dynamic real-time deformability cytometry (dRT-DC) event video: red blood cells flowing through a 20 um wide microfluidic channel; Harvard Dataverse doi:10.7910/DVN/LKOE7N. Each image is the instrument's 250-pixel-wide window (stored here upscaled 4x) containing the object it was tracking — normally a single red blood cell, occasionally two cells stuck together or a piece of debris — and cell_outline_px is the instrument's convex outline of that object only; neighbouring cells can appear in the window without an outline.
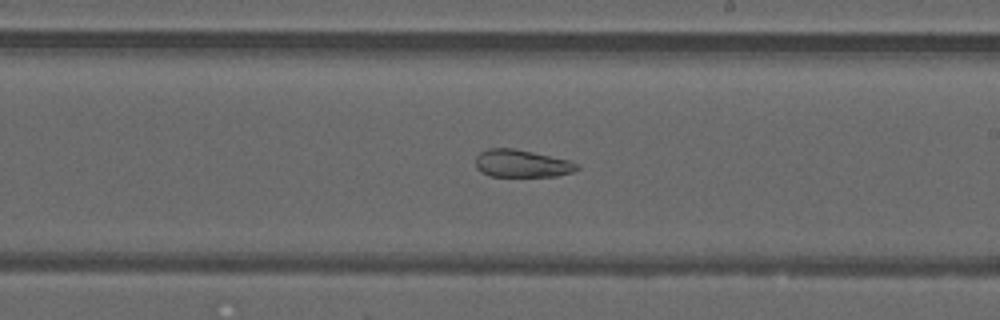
{"species": "common noctule bat (a hibernating species)", "species_latin": "Nyctalus noctula", "temperature_condition": "warm", "stored_images_in_passage": 48, "camera_frame_rate_fps": 3000, "um_per_image_px": 0.085, "animal": {"sex": "male", "forearm_length_mm": 52.5}, "frame": {"image": 1, "passage_image": 28, "time_ms": 9.0, "image_size_px": [1000, 320], "cell_outline_px": [[580, 168], [572, 172], [556, 176], [488, 176], [480, 172], [476, 168], [476, 156], [480, 152], [488, 148], [512, 148], [532, 152], [568, 160], [580, 164]], "centroid_in_image_um": [44.33, 13.9], "position_along_channel_um": 244.7, "area_um2": 16.3}, "authors_computed_cell_mechanics": {"area_um2": 23.9581, "velocity_mm_per_s": 4.2413, "shape_relaxation_time_tau1_ms": null, "shape_relaxation_time_tau2_ms": 2.8786, "deformation_change_tau1": null, "deformation_change_tau2": 0.1093}}